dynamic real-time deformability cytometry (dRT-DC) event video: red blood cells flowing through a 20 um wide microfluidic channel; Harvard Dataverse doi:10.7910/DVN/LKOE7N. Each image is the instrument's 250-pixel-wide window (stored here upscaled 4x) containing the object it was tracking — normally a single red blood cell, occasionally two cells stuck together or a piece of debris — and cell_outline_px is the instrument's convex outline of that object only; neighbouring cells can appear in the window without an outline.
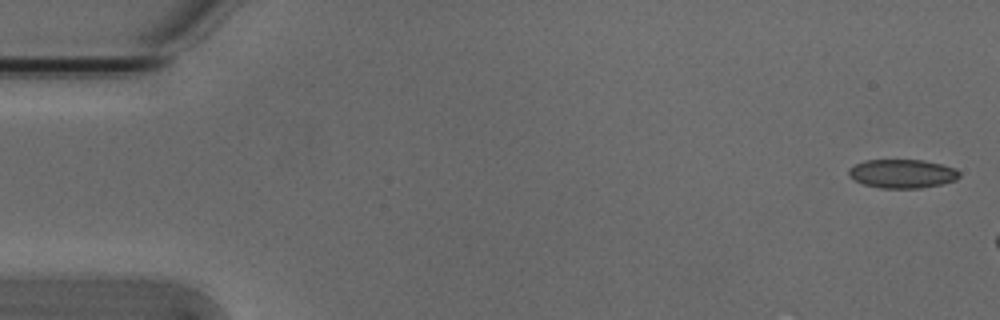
{"species": "Egyptian fruit bat (a non-hibernating species)", "species_latin": "Rousettus aegyptiacus", "temperature_condition": "cold", "stored_images_in_passage": 5, "camera_frame_rate_fps": 3000, "um_per_image_px": 0.085, "animal": {"sex": "male"}, "frame": {"image": 1, "passage_image": 1, "time_ms": 0.0, "image_size_px": [1000, 320], "cell_outline_px": [[960, 176], [956, 180], [940, 184], [920, 188], [880, 188], [864, 184], [848, 176], [848, 168], [864, 160], [924, 160], [956, 168], [960, 172]], "centroid_in_image_um": [76.69, 14.76], "position_along_channel_um": 8.3, "area_um2": 18.55}}
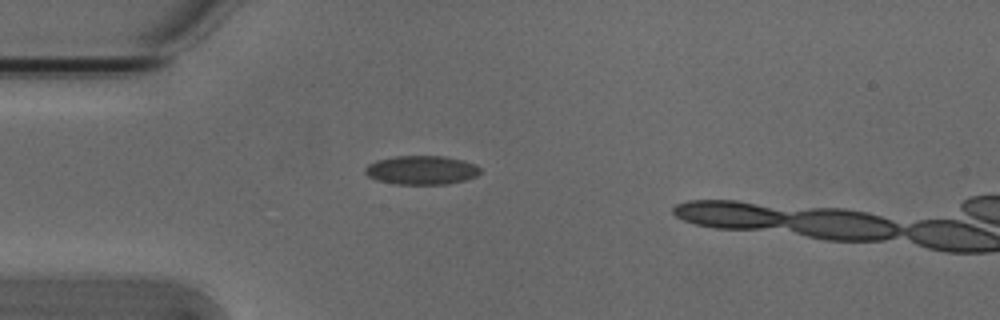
{"frame": {"image": 2, "passage_image": 4, "time_ms": 1.0, "image_size_px": [1000, 320], "cell_outline_px": [[480, 172], [476, 176], [464, 180], [448, 184], [396, 184], [376, 180], [368, 176], [364, 172], [364, 168], [368, 164], [376, 160], [396, 156], [444, 156], [464, 160], [476, 164], [480, 168]], "centroid_in_image_um": [35.82, 14.45], "position_along_channel_um": 49.2, "area_um2": 19.48}}